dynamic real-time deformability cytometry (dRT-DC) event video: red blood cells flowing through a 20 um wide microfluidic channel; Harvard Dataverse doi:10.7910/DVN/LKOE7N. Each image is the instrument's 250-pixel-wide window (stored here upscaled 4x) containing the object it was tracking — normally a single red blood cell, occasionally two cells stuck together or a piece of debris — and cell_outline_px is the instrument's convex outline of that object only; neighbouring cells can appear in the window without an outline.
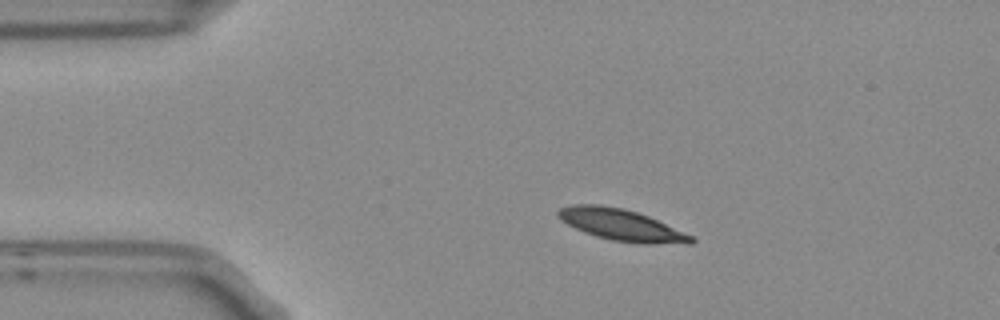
{"species": "Egyptian fruit bat (a non-hibernating species)", "species_latin": "Rousettus aegyptiacus", "temperature_condition": "room temperature", "stored_images_in_passage": 4, "camera_frame_rate_fps": 3000, "um_per_image_px": 0.085, "frame": {"image": 1, "passage_image": 2, "time_ms": 0.333, "image_size_px": [1000, 320], "cell_outline_px": [[696, 240], [692, 244], [644, 244], [612, 240], [596, 236], [584, 232], [560, 220], [556, 212], [560, 208], [572, 204], [600, 204], [624, 208], [648, 216], [692, 236]], "centroid_in_image_um": [52.81, 19.12], "position_along_channel_um": 32.2, "area_um2": 24.39}}